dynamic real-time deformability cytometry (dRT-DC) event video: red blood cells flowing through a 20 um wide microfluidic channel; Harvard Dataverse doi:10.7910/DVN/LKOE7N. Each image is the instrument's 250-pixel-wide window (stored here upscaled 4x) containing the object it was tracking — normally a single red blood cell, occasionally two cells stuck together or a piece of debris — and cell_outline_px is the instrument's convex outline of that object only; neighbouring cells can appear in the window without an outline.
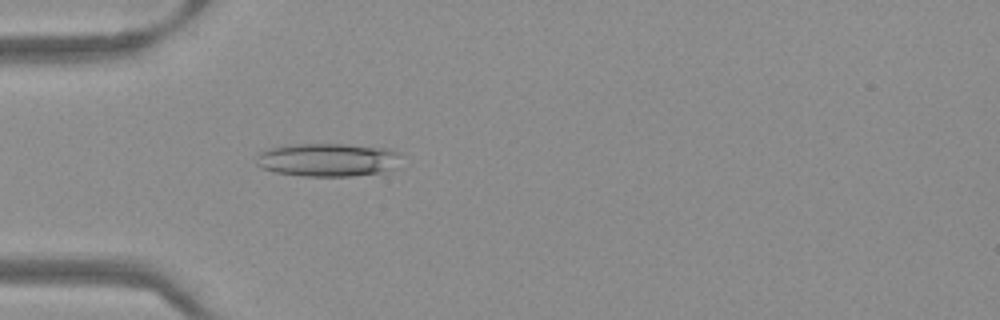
{"species": "Egyptian fruit bat (a non-hibernating species)", "species_latin": "Rousettus aegyptiacus", "temperature_condition": "warm", "stored_images_in_passage": 51, "camera_frame_rate_fps": 3000, "um_per_image_px": 0.085, "frame": {"image": 1, "passage_image": 16, "time_ms": 5.0, "image_size_px": [1000, 320], "cell_outline_px": [[400, 152], [384, 172], [352, 176], [304, 176], [276, 172], [264, 168], [256, 164], [256, 156], [260, 152], [272, 148], [292, 144], [348, 144], [388, 148]], "centroid_in_image_um": [27.77, 13.57], "position_along_channel_um": 57.2, "area_um2": 27.51}}
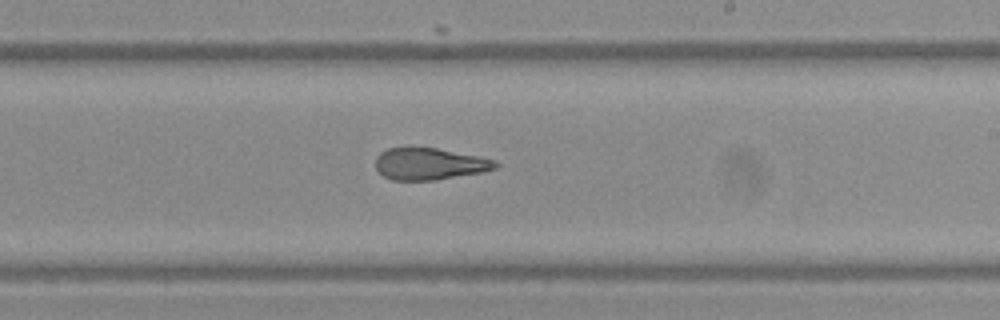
{"frame": {"image": 2, "passage_image": 31, "time_ms": 10.0, "image_size_px": [1000, 320], "cell_outline_px": [[500, 164], [496, 168], [484, 172], [436, 180], [392, 180], [384, 176], [376, 168], [376, 156], [380, 152], [388, 148], [408, 144], [436, 148], [480, 156], [496, 160]], "centroid_in_image_um": [36.5, 13.89], "position_along_channel_um": 252.5, "area_um2": 23.0}}
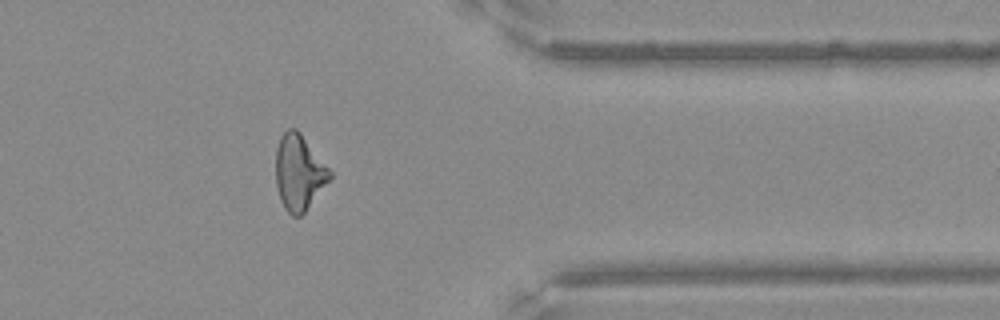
{"frame": {"image": 3, "passage_image": 42, "time_ms": 13.667, "image_size_px": [1000, 320], "cell_outline_px": [[332, 176], [304, 212], [300, 216], [292, 216], [284, 208], [280, 200], [276, 184], [276, 148], [280, 136], [288, 128], [296, 128], [300, 132], [332, 172]], "centroid_in_image_um": [25.39, 14.64], "position_along_channel_um": 386.0, "area_um2": 23.58}}